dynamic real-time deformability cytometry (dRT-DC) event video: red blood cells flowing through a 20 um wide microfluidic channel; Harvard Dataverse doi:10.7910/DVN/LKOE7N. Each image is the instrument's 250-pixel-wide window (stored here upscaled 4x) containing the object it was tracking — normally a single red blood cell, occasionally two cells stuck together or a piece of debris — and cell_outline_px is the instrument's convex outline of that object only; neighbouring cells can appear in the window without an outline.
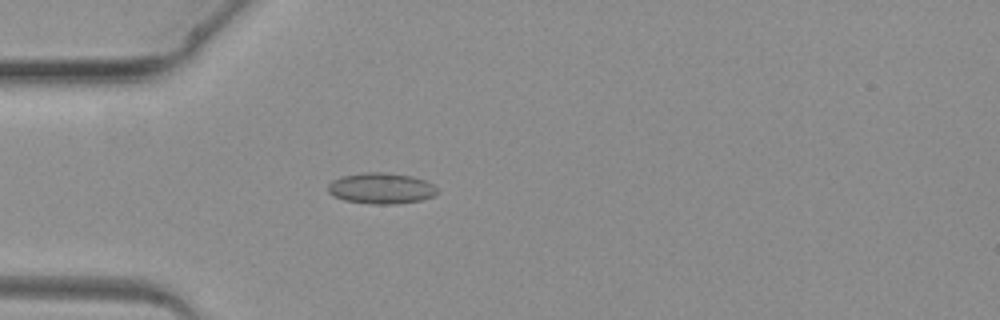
{"species": "common noctule bat (a hibernating species)", "species_latin": "Nyctalus noctula", "temperature_condition": "warm", "stored_images_in_passage": 40, "camera_frame_rate_fps": 3000, "um_per_image_px": 0.085, "animal": {"sex": "female", "body_mass_g": 19.3, "forearm_length_mm": 54.1}, "frame": {"image": 1, "passage_image": 12, "time_ms": 3.667, "image_size_px": [1000, 320], "cell_outline_px": [[440, 192], [436, 196], [420, 200], [396, 204], [372, 204], [344, 200], [332, 196], [328, 192], [328, 184], [332, 180], [344, 176], [364, 172], [388, 172], [412, 176], [424, 180], [432, 184]], "centroid_in_image_um": [32.41, 16.01], "position_along_channel_um": 52.6, "area_um2": 19.88}}
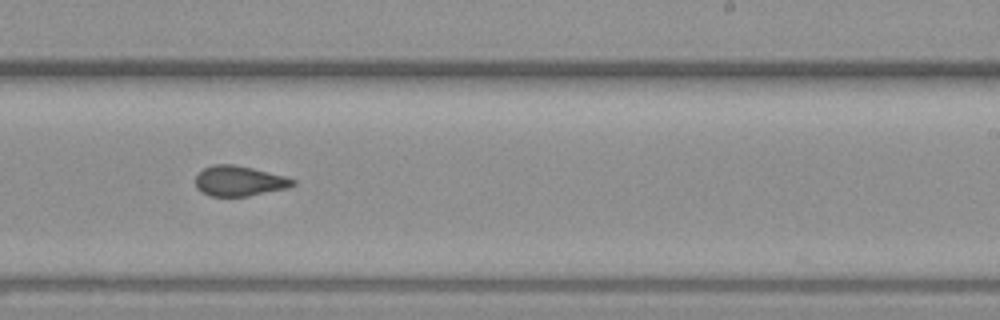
{"frame": {"image": 2, "passage_image": 25, "time_ms": 8.0, "image_size_px": [1000, 320], "cell_outline_px": [[296, 184], [284, 188], [248, 196], [208, 196], [200, 192], [196, 188], [196, 176], [204, 168], [212, 164], [232, 164], [252, 168], [284, 176], [296, 180]], "centroid_in_image_um": [20.28, 15.38], "position_along_channel_um": 268.7, "area_um2": 16.99}}
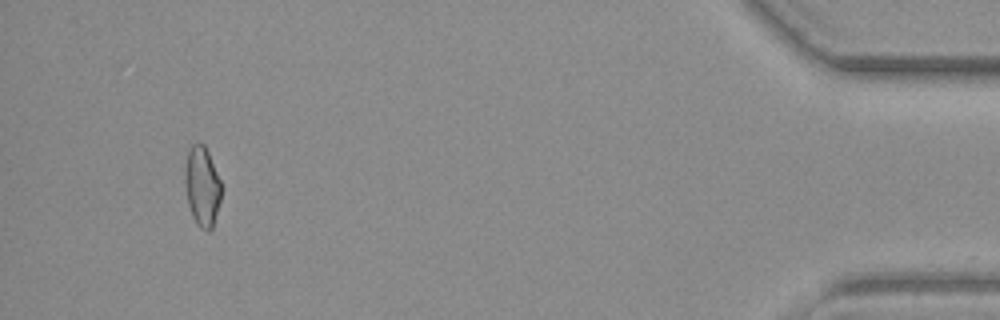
{"frame": {"image": 3, "passage_image": 38, "time_ms": 12.333, "image_size_px": [1000, 320], "cell_outline_px": [[220, 200], [212, 228], [208, 232], [200, 228], [196, 224], [192, 216], [188, 204], [184, 184], [184, 172], [188, 152], [192, 144], [204, 144], [208, 152], [220, 180]], "centroid_in_image_um": [17.15, 15.87], "position_along_channel_um": 418.0, "area_um2": 16.76}}